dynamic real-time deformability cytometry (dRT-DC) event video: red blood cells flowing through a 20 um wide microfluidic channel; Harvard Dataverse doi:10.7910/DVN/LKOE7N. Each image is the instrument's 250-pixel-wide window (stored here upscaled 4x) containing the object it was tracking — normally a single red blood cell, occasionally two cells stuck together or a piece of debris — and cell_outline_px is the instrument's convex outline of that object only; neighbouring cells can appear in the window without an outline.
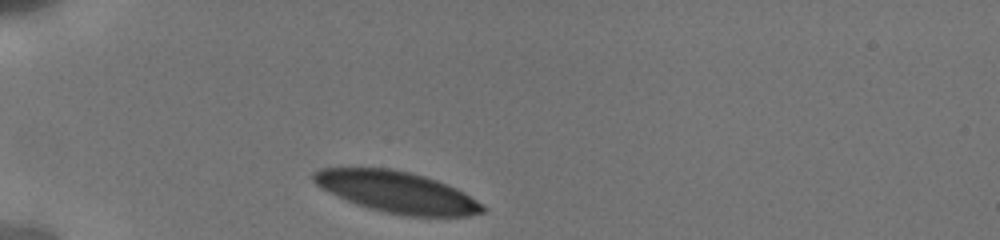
{"species": "human", "species_latin": "Homo sapiens", "temperature_condition": "cold", "stored_images_in_passage": 39, "camera_frame_rate_fps": 3000, "um_per_image_px": 0.085, "donor": {"sex": "male"}, "frame": {"image": 1, "passage_image": 1, "time_ms": 0.0, "image_size_px": [1000, 240], "cell_outline_px": [[488, 208], [484, 212], [468, 216], [404, 216], [384, 212], [368, 208], [328, 192], [320, 188], [312, 180], [312, 172], [320, 168], [388, 168], [408, 172], [424, 176], [436, 180], [456, 188], [464, 192], [484, 204]], "centroid_in_image_um": [33.75, 16.33], "position_along_channel_um": 51.2, "area_um2": 40.69}}
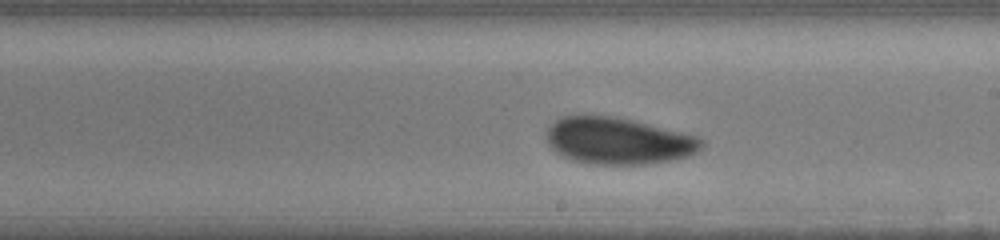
{"frame": {"image": 2, "passage_image": 24, "time_ms": 5.667, "image_size_px": [1000, 240], "cell_outline_px": [[704, 144], [696, 152], [688, 156], [672, 160], [644, 164], [588, 164], [560, 156], [548, 144], [544, 132], [560, 116], [616, 116], [696, 136], [704, 140]], "centroid_in_image_um": [52.5, 11.98], "position_along_channel_um": 236.5, "area_um2": 42.14}}
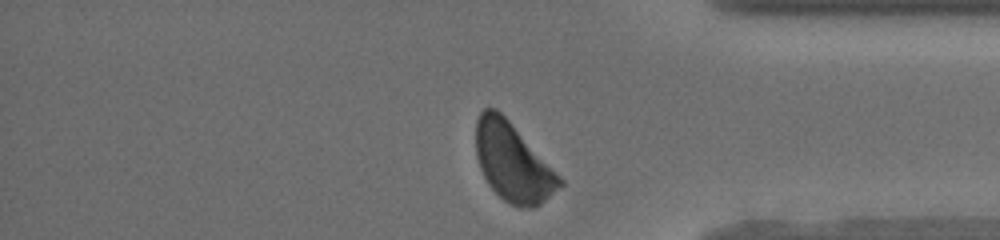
{"frame": {"image": 3, "passage_image": 39, "time_ms": 10.0, "image_size_px": [1000, 240], "cell_outline_px": [[564, 184], [540, 204], [532, 208], [528, 208], [508, 204], [488, 184], [480, 168], [476, 156], [476, 120], [480, 112], [484, 108], [496, 108], [508, 120], [564, 180]], "centroid_in_image_um": [43.58, 13.8], "position_along_channel_um": 391.6, "area_um2": 37.74}, "authors_computed_cell_mechanics": {"area_um2": 42.3674, "velocity_mm_per_s": 3.784, "shape_relaxation_time_tau1_ms": 4.5931, "shape_relaxation_time_tau2_ms": 1.1607, "deformation_change_tau1": 0.1192, "deformation_change_tau2": 0.0647}}